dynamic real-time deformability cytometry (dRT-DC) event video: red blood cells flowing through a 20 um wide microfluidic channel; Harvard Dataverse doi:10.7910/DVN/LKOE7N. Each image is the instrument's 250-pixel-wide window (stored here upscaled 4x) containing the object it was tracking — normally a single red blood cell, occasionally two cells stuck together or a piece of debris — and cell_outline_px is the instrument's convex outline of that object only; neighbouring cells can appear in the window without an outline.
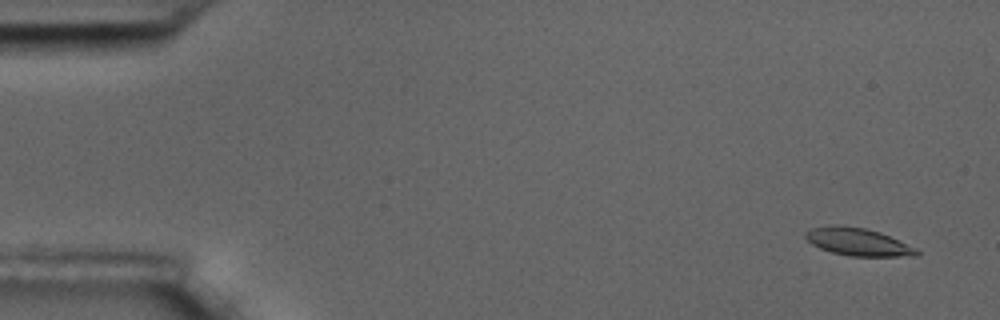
{"species": "common noctule bat (a hibernating species)", "species_latin": "Nyctalus noctula", "temperature_condition": "room temperature", "stored_images_in_passage": 5, "camera_frame_rate_fps": 3000, "um_per_image_px": 0.085, "animal": {"sex": "male", "body_mass_g": 17.5, "forearm_length_mm": 52.3}, "frame": {"image": 1, "passage_image": 1, "time_ms": 0.0, "image_size_px": [1000, 320], "cell_outline_px": [[920, 256], [848, 256], [832, 252], [820, 248], [812, 244], [804, 236], [804, 232], [812, 228], [828, 224], [840, 224], [864, 228], [880, 232], [916, 248], [920, 252]], "centroid_in_image_um": [72.9, 20.55], "position_along_channel_um": 12.1, "area_um2": 18.03}}
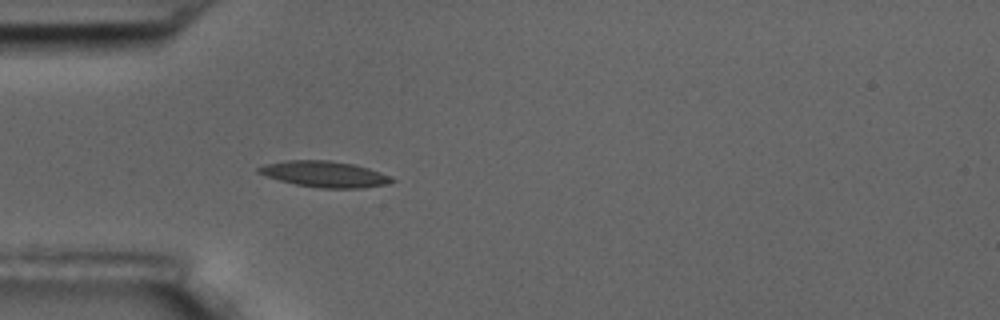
{"frame": {"image": 2, "passage_image": 5, "time_ms": 4.667, "image_size_px": [1000, 320], "cell_outline_px": [[396, 180], [388, 184], [364, 188], [320, 188], [296, 184], [280, 180], [256, 172], [256, 168], [264, 164], [288, 160], [328, 160], [352, 164], [368, 168], [392, 176]], "centroid_in_image_um": [27.61, 14.8], "position_along_channel_um": 57.4, "area_um2": 20.17}}